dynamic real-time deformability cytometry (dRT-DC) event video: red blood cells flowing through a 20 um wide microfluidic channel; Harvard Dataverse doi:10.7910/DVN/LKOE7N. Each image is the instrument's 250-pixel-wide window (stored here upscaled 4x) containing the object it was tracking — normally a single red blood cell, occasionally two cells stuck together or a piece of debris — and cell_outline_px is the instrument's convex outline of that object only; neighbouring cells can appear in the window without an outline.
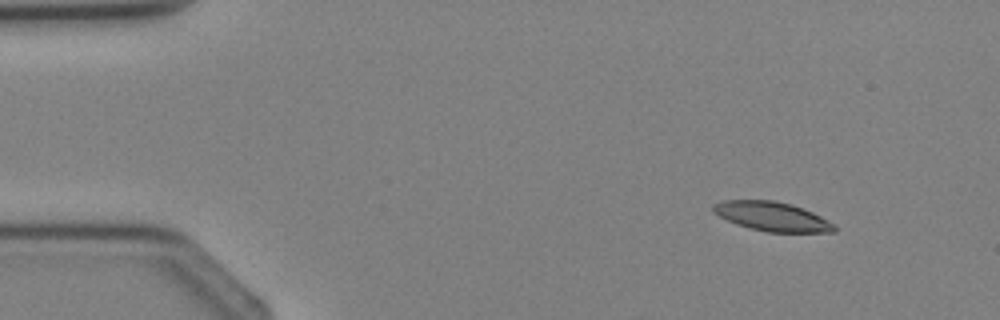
{"species": "Egyptian fruit bat (a non-hibernating species)", "species_latin": "Rousettus aegyptiacus", "temperature_condition": "cold", "stored_images_in_passage": 3, "camera_frame_rate_fps": 3000, "um_per_image_px": 0.085, "animal": {"sex": "female"}, "frame": {"image": 1, "passage_image": 1, "time_ms": 0.0, "image_size_px": [1000, 320], "cell_outline_px": [[836, 232], [768, 232], [736, 224], [712, 212], [712, 204], [724, 200], [776, 200], [792, 204], [804, 208], [836, 224]], "centroid_in_image_um": [65.65, 18.39], "position_along_channel_um": 19.4, "area_um2": 20.69}}